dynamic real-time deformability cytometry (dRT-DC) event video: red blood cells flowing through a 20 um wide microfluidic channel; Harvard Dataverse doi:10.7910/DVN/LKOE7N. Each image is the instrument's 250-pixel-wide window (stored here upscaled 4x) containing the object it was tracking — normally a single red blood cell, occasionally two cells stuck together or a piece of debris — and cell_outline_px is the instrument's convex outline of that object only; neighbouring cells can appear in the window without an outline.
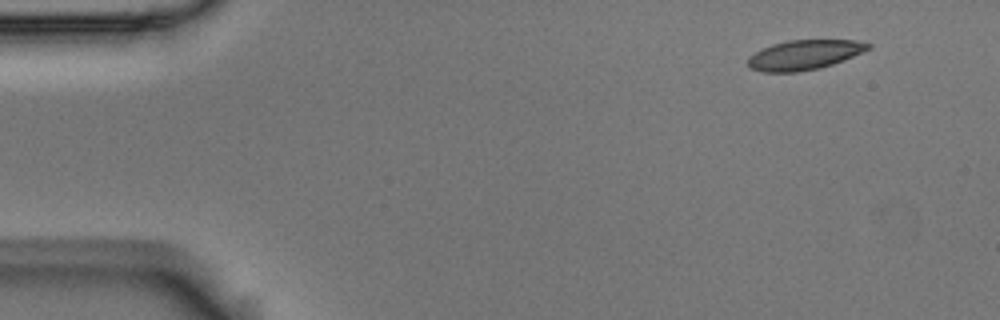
{"species": "Egyptian fruit bat (a non-hibernating species)", "species_latin": "Rousettus aegyptiacus", "temperature_condition": "room temperature", "stored_images_in_passage": 4, "camera_frame_rate_fps": 3000, "um_per_image_px": 0.085, "animal": {"sex": "male"}, "frame": {"image": 1, "passage_image": 1, "time_ms": 0.0, "image_size_px": [1000, 320], "cell_outline_px": [[872, 48], [832, 64], [820, 68], [796, 72], [764, 72], [748, 68], [748, 56], [772, 44], [788, 40], [856, 40], [872, 44]], "centroid_in_image_um": [68.36, 4.66], "position_along_channel_um": 16.6, "area_um2": 20.75}}
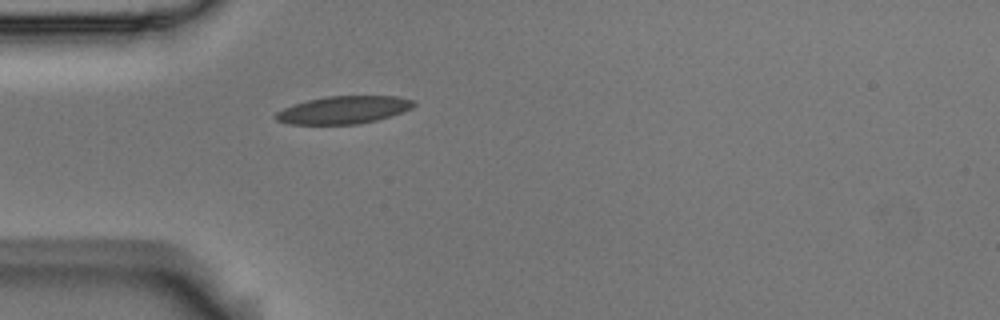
{"frame": {"image": 2, "passage_image": 4, "time_ms": 1.0, "image_size_px": [1000, 320], "cell_outline_px": [[416, 104], [412, 108], [376, 120], [360, 124], [288, 124], [276, 120], [272, 116], [276, 112], [284, 108], [308, 100], [328, 96], [396, 96], [416, 100]], "centroid_in_image_um": [29.2, 9.34], "position_along_channel_um": 55.8, "area_um2": 22.14}}